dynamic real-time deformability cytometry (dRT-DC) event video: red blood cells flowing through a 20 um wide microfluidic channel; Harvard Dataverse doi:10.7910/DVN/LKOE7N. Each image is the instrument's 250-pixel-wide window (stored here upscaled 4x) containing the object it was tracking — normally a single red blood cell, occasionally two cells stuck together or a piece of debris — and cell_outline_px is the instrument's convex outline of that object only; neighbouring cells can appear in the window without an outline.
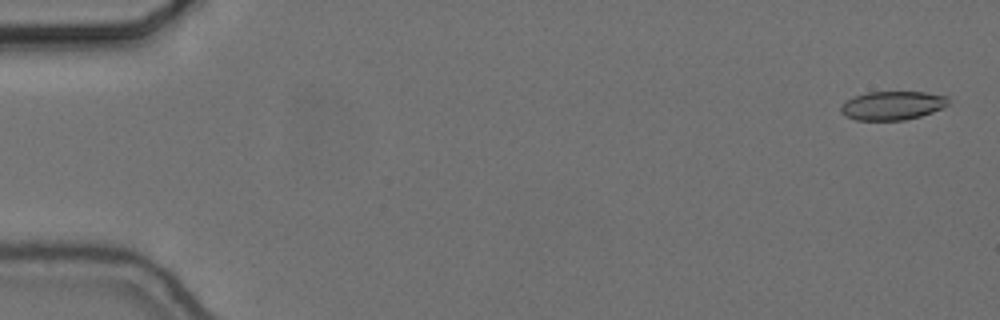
{"species": "common noctule bat (a hibernating species)", "species_latin": "Nyctalus noctula", "temperature_condition": "cold", "stored_images_in_passage": 55, "camera_frame_rate_fps": 3000, "um_per_image_px": 0.085, "animal": {"sex": "female", "body_mass_g": 24.6, "forearm_length_mm": 56.2}, "frame": {"image": 1, "passage_image": 1, "time_ms": 0.0, "image_size_px": [1000, 320], "cell_outline_px": [[948, 104], [932, 112], [920, 116], [904, 120], [856, 120], [844, 116], [840, 112], [840, 108], [848, 100], [856, 96], [868, 92], [924, 92], [948, 96]], "centroid_in_image_um": [75.85, 8.97], "position_along_channel_um": 9.2, "area_um2": 17.8}}
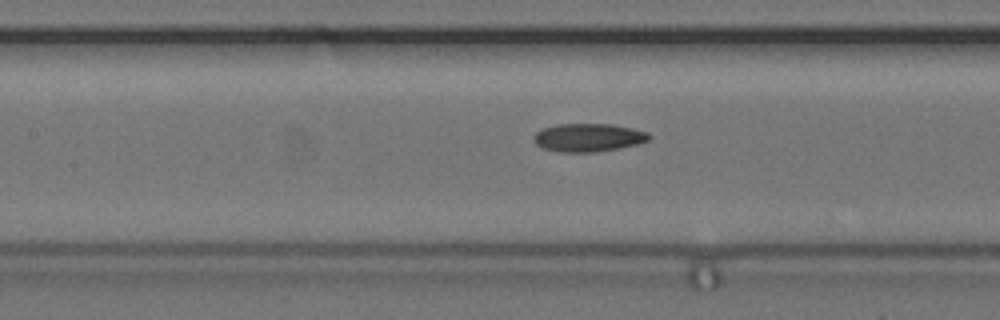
{"frame": {"image": 2, "passage_image": 25, "time_ms": 8.0, "image_size_px": [1000, 320], "cell_outline_px": [[652, 136], [648, 140], [636, 144], [620, 148], [596, 152], [560, 152], [540, 148], [532, 140], [532, 136], [540, 128], [556, 124], [612, 124], [632, 128], [648, 132]], "centroid_in_image_um": [49.95, 11.69], "position_along_channel_um": 157.4, "area_um2": 19.25}}
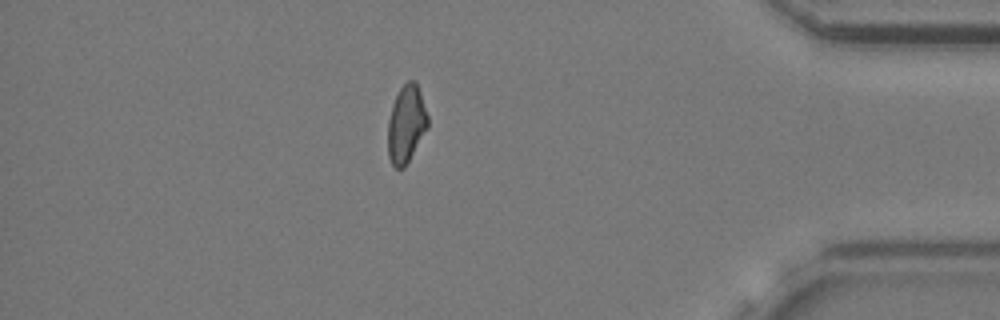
{"frame": {"image": 3, "passage_image": 48, "time_ms": 15.667, "image_size_px": [1000, 320], "cell_outline_px": [[428, 128], [404, 168], [396, 168], [392, 164], [388, 156], [388, 120], [392, 104], [400, 88], [408, 80], [416, 80], [428, 116]], "centroid_in_image_um": [34.53, 10.54], "position_along_channel_um": 400.7, "area_um2": 18.03}, "authors_computed_cell_mechanics": {"area_um2": 18.6116, "velocity_mm_per_s": 3.6682, "shape_relaxation_time_tau1_ms": null, "shape_relaxation_time_tau2_ms": 4.4654, "deformation_change_tau1": null, "deformation_change_tau2": 0.1078}}